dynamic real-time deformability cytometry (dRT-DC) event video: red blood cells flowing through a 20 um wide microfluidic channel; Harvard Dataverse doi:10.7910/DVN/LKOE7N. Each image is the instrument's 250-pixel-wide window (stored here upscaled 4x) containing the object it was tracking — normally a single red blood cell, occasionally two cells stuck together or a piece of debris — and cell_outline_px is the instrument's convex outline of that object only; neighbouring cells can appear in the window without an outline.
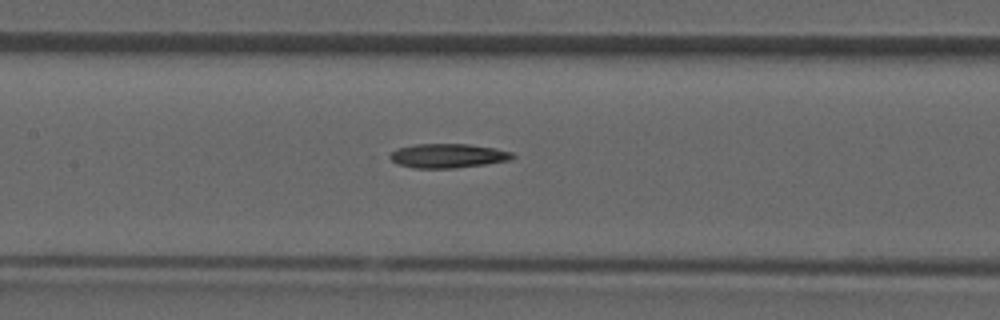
{"species": "common noctule bat (a hibernating species)", "species_latin": "Nyctalus noctula", "temperature_condition": "room temperature", "stored_images_in_passage": 40, "camera_frame_rate_fps": 3000, "um_per_image_px": 0.085, "animal": {"sex": "male", "forearm_length_mm": 52.5}, "frame": {"image": 1, "passage_image": 18, "time_ms": 5.667, "image_size_px": [1000, 320], "cell_outline_px": [[516, 156], [512, 160], [456, 168], [416, 168], [396, 164], [388, 156], [396, 148], [416, 144], [468, 144], [496, 148], [512, 152]], "centroid_in_image_um": [38.08, 13.24], "position_along_channel_um": 169.3, "area_um2": 17.4}}